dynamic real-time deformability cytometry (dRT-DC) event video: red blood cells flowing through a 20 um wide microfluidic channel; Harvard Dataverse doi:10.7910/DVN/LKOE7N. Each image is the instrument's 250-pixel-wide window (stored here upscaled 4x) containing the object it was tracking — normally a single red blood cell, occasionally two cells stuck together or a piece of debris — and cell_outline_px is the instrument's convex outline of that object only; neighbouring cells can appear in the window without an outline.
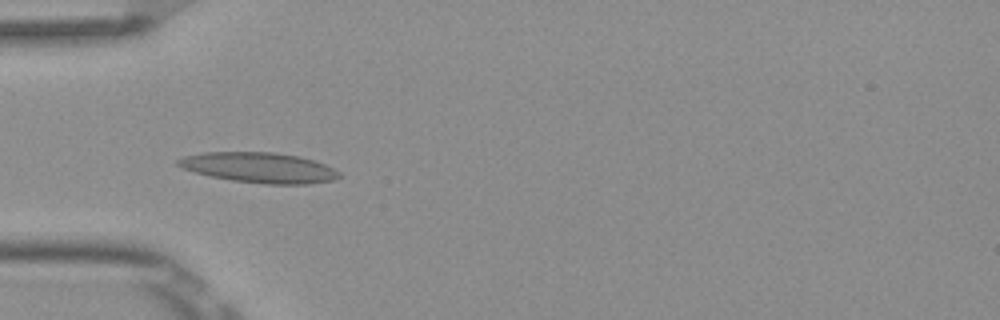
{"species": "Egyptian fruit bat (a non-hibernating species)", "species_latin": "Rousettus aegyptiacus", "temperature_condition": "room temperature", "stored_images_in_passage": 4, "camera_frame_rate_fps": 3000, "um_per_image_px": 0.085, "frame": {"image": 1, "passage_image": 3, "time_ms": 0.667, "image_size_px": [1000, 320], "cell_outline_px": [[340, 176], [336, 180], [308, 184], [264, 184], [232, 180], [212, 176], [196, 172], [184, 168], [176, 164], [176, 160], [184, 156], [204, 152], [272, 152], [300, 156], [324, 164], [340, 172]], "centroid_in_image_um": [22.06, 14.25], "position_along_channel_um": 62.9, "area_um2": 28.32}}
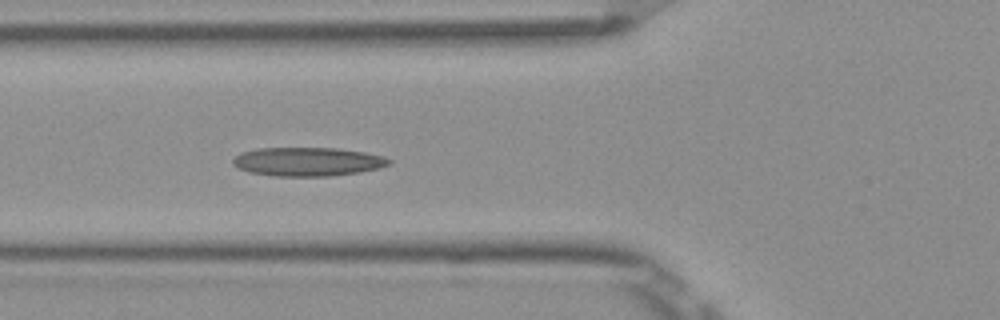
{"frame": {"image": 2, "passage_image": 4, "time_ms": 1.0, "image_size_px": [1000, 320], "cell_outline_px": [[392, 164], [380, 168], [360, 172], [332, 176], [272, 176], [248, 172], [232, 164], [232, 160], [240, 152], [256, 148], [340, 148], [364, 152], [384, 156], [392, 160]], "centroid_in_image_um": [26.18, 13.74], "position_along_channel_um": 99.6, "area_um2": 26.47}}